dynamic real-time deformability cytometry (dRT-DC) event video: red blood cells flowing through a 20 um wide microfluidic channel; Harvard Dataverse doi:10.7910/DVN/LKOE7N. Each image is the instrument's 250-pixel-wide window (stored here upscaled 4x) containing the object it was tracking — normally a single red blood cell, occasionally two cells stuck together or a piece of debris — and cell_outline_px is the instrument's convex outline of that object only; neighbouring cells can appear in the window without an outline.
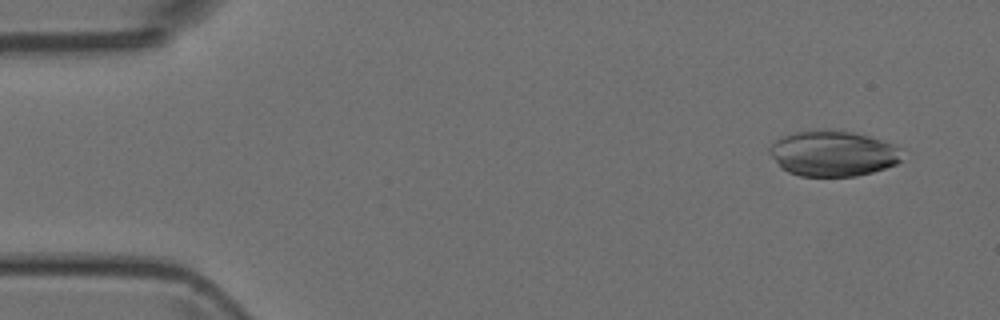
{"species": "Egyptian fruit bat (a non-hibernating species)", "species_latin": "Rousettus aegyptiacus", "temperature_condition": "room temperature", "stored_images_in_passage": 14, "camera_frame_rate_fps": 3000, "um_per_image_px": 0.085, "animal": {"sex": "female"}, "frame": {"image": 1, "passage_image": 3, "time_ms": 0.667, "image_size_px": [1000, 320], "cell_outline_px": [[900, 160], [896, 164], [872, 172], [856, 176], [800, 176], [788, 172], [780, 168], [768, 152], [768, 148], [776, 140], [784, 136], [796, 132], [832, 128], [852, 132], [868, 136], [892, 144], [900, 148]], "centroid_in_image_um": [70.76, 13.04], "position_along_channel_um": 14.2, "area_um2": 35.2}}
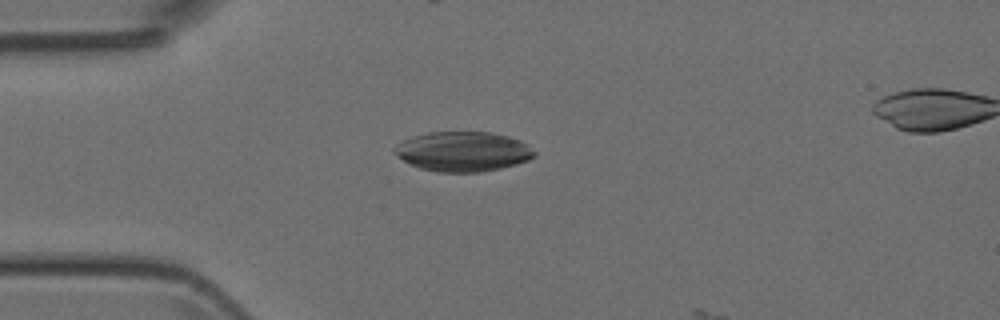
{"frame": {"image": 2, "passage_image": 12, "time_ms": 3.667, "image_size_px": [1000, 320], "cell_outline_px": [[536, 156], [528, 160], [516, 164], [500, 168], [480, 172], [436, 172], [420, 168], [404, 160], [392, 152], [392, 148], [396, 144], [412, 136], [428, 132], [492, 132], [508, 136], [520, 140], [528, 144], [536, 152]], "centroid_in_image_um": [39.36, 12.87], "position_along_channel_um": 45.6, "area_um2": 32.6}}